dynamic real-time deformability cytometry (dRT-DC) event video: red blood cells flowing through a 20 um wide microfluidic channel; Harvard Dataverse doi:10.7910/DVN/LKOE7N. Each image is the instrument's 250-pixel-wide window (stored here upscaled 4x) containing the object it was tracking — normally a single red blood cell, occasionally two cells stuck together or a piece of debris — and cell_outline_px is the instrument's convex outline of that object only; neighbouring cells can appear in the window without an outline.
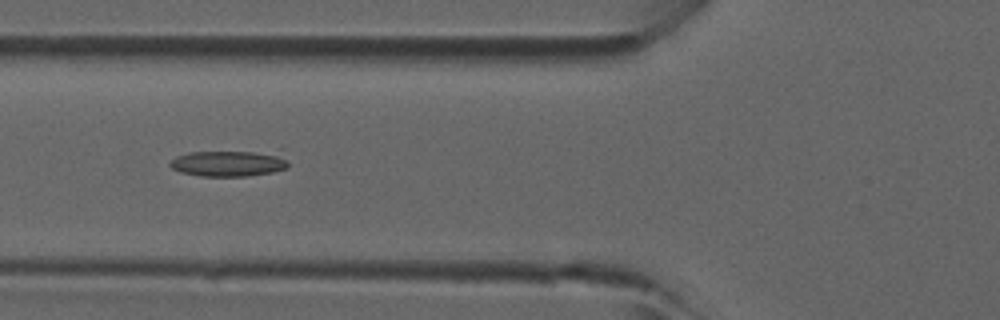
{"species": "common noctule bat (a hibernating species)", "species_latin": "Nyctalus noctula", "temperature_condition": "room temperature", "stored_images_in_passage": 2, "camera_frame_rate_fps": 3000, "um_per_image_px": 0.085, "animal": {"sex": "male", "forearm_length_mm": 52.5}, "frame": {"image": 1, "passage_image": 2, "time_ms": 0.333, "image_size_px": [1000, 320], "cell_outline_px": [[288, 168], [272, 172], [248, 176], [200, 176], [180, 172], [172, 168], [168, 164], [176, 156], [188, 152], [280, 148], [288, 160]], "centroid_in_image_um": [19.62, 13.81], "position_along_channel_um": 106.2, "area_um2": 19.42}}